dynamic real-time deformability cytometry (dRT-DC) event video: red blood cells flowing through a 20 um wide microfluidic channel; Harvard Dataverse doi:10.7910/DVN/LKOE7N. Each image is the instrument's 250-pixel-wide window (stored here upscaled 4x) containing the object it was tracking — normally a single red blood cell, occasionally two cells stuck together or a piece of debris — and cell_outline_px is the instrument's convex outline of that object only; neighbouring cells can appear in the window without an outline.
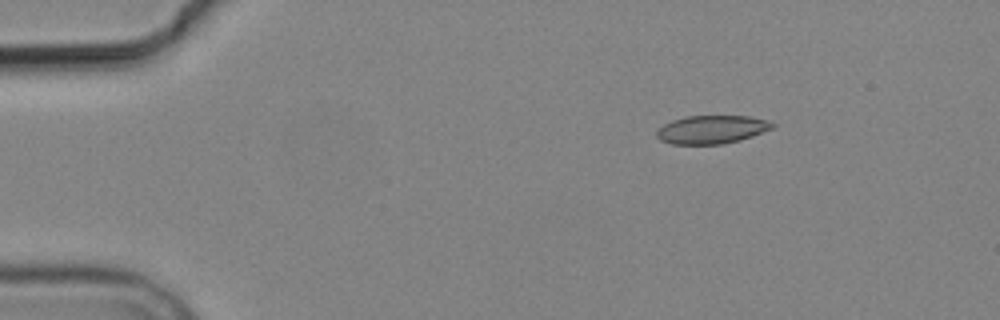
{"species": "common noctule bat (a hibernating species)", "species_latin": "Nyctalus noctula", "temperature_condition": "cold", "stored_images_in_passage": 3, "camera_frame_rate_fps": 3000, "um_per_image_px": 0.085, "animal": {"sex": "male", "body_mass_g": 19.2, "forearm_length_mm": 51.8}, "frame": {"image": 1, "passage_image": 1, "time_ms": 0.0, "image_size_px": [1000, 320], "cell_outline_px": [[776, 124], [772, 128], [752, 136], [740, 140], [724, 144], [672, 144], [660, 140], [656, 136], [656, 132], [664, 124], [672, 120], [688, 116], [748, 116], [768, 120]], "centroid_in_image_um": [60.5, 11.01], "position_along_channel_um": 24.5, "area_um2": 19.02}}